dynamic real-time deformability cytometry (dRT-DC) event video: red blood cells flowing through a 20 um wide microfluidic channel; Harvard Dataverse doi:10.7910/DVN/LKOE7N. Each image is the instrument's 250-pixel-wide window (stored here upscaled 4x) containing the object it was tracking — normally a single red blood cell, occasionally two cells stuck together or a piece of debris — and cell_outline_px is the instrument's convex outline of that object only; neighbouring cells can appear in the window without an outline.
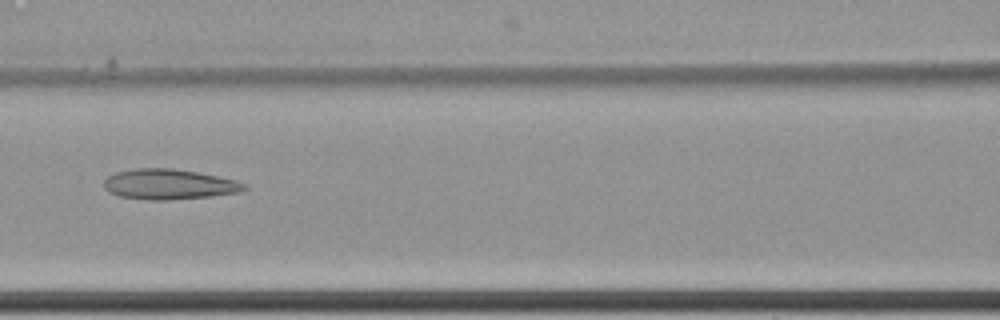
{"species": "common noctule bat (a hibernating species)", "species_latin": "Nyctalus noctula", "temperature_condition": "cold", "stored_images_in_passage": 8, "camera_frame_rate_fps": 3000, "um_per_image_px": 0.085, "animal": {"sex": "female", "body_mass_g": 22.7, "forearm_length_mm": 54.2}, "frame": {"image": 1, "passage_image": 8, "time_ms": 2.333, "image_size_px": [1000, 320], "cell_outline_px": [[248, 188], [240, 192], [212, 196], [168, 200], [148, 200], [120, 196], [108, 192], [104, 188], [104, 180], [108, 176], [116, 172], [136, 168], [172, 168], [196, 172], [236, 180], [244, 184]], "centroid_in_image_um": [14.35, 15.67], "position_along_channel_um": 152.3, "area_um2": 24.74}}